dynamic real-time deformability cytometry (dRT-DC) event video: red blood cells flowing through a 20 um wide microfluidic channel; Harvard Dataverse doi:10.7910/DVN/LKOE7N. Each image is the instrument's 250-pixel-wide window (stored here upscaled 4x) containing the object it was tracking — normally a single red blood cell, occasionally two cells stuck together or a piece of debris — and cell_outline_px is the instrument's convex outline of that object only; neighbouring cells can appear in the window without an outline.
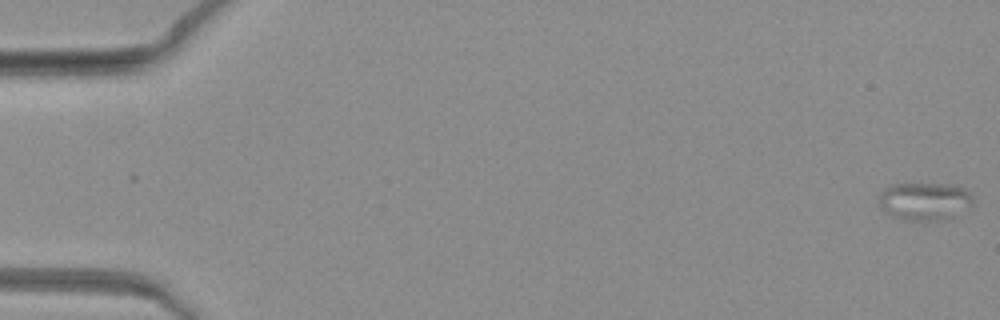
{"species": "common noctule bat (a hibernating species)", "species_latin": "Nyctalus noctula", "temperature_condition": "warm", "stored_images_in_passage": 15, "camera_frame_rate_fps": 3000, "um_per_image_px": 0.085, "animal": {"sex": "female", "body_mass_g": 19.3, "forearm_length_mm": 54.1}, "frame": {"image": 1, "passage_image": 1, "time_ms": 0.0, "image_size_px": [1000, 320], "cell_outline_px": [[972, 200], [968, 204], [948, 220], [904, 220], [892, 216], [884, 212], [880, 208], [876, 200], [880, 192], [888, 184], [944, 184], [964, 188], [972, 196]], "centroid_in_image_um": [78.45, 17.1], "position_along_channel_um": 6.5, "area_um2": 20.69}}
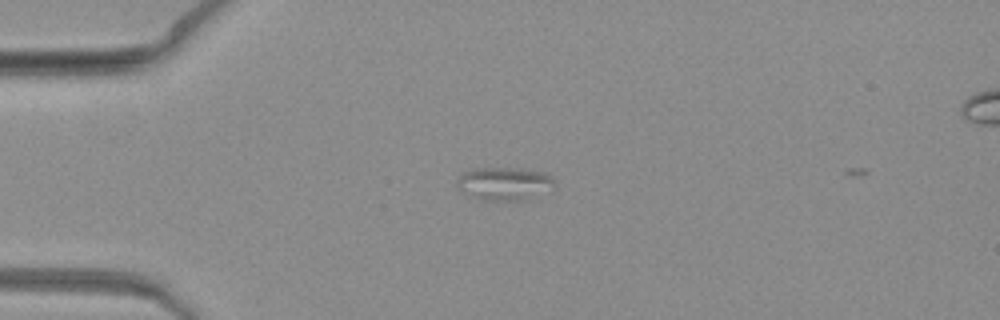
{"frame": {"image": 2, "passage_image": 14, "time_ms": 4.333, "image_size_px": [1000, 320], "cell_outline_px": [[556, 188], [528, 200], [476, 200], [460, 192], [456, 188], [456, 180], [464, 172], [472, 168], [520, 168], [544, 172], [556, 184]], "centroid_in_image_um": [42.83, 15.63], "position_along_channel_um": 42.2, "area_um2": 19.36}}